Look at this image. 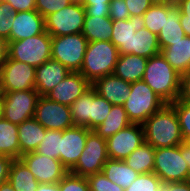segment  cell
I'll list each match as a JSON object with an SVG mask.
<instances>
[{"instance_id": "6da1fadb", "label": "cell", "mask_w": 190, "mask_h": 191, "mask_svg": "<svg viewBox=\"0 0 190 191\" xmlns=\"http://www.w3.org/2000/svg\"><path fill=\"white\" fill-rule=\"evenodd\" d=\"M145 142L155 149L175 147L184 141L175 109L166 104L143 124Z\"/></svg>"}, {"instance_id": "7a4b0ae2", "label": "cell", "mask_w": 190, "mask_h": 191, "mask_svg": "<svg viewBox=\"0 0 190 191\" xmlns=\"http://www.w3.org/2000/svg\"><path fill=\"white\" fill-rule=\"evenodd\" d=\"M180 76L160 53L148 58L142 80L166 104H170L178 99Z\"/></svg>"}, {"instance_id": "3957f363", "label": "cell", "mask_w": 190, "mask_h": 191, "mask_svg": "<svg viewBox=\"0 0 190 191\" xmlns=\"http://www.w3.org/2000/svg\"><path fill=\"white\" fill-rule=\"evenodd\" d=\"M119 55L110 41L88 42L80 73L92 84L98 78L113 74Z\"/></svg>"}, {"instance_id": "277c9868", "label": "cell", "mask_w": 190, "mask_h": 191, "mask_svg": "<svg viewBox=\"0 0 190 191\" xmlns=\"http://www.w3.org/2000/svg\"><path fill=\"white\" fill-rule=\"evenodd\" d=\"M166 103L143 81L131 83L130 96L123 104L131 123L143 124Z\"/></svg>"}, {"instance_id": "5b68a950", "label": "cell", "mask_w": 190, "mask_h": 191, "mask_svg": "<svg viewBox=\"0 0 190 191\" xmlns=\"http://www.w3.org/2000/svg\"><path fill=\"white\" fill-rule=\"evenodd\" d=\"M52 37L44 33L8 43L7 56L10 59L29 64L35 68L51 59Z\"/></svg>"}, {"instance_id": "8992f818", "label": "cell", "mask_w": 190, "mask_h": 191, "mask_svg": "<svg viewBox=\"0 0 190 191\" xmlns=\"http://www.w3.org/2000/svg\"><path fill=\"white\" fill-rule=\"evenodd\" d=\"M88 40L82 33L54 36L51 59L59 61L70 72H80Z\"/></svg>"}, {"instance_id": "52a82bcc", "label": "cell", "mask_w": 190, "mask_h": 191, "mask_svg": "<svg viewBox=\"0 0 190 191\" xmlns=\"http://www.w3.org/2000/svg\"><path fill=\"white\" fill-rule=\"evenodd\" d=\"M181 155V145L155 149L153 172L162 182L188 181L190 169Z\"/></svg>"}, {"instance_id": "ba28073f", "label": "cell", "mask_w": 190, "mask_h": 191, "mask_svg": "<svg viewBox=\"0 0 190 191\" xmlns=\"http://www.w3.org/2000/svg\"><path fill=\"white\" fill-rule=\"evenodd\" d=\"M109 159L106 139L99 136L94 130L88 133L85 148L76 165L69 171L75 175L88 177L103 170Z\"/></svg>"}, {"instance_id": "9c48e42d", "label": "cell", "mask_w": 190, "mask_h": 191, "mask_svg": "<svg viewBox=\"0 0 190 191\" xmlns=\"http://www.w3.org/2000/svg\"><path fill=\"white\" fill-rule=\"evenodd\" d=\"M3 96L2 117L13 124L20 125L34 117L40 97L36 90L1 92Z\"/></svg>"}, {"instance_id": "30bf717a", "label": "cell", "mask_w": 190, "mask_h": 191, "mask_svg": "<svg viewBox=\"0 0 190 191\" xmlns=\"http://www.w3.org/2000/svg\"><path fill=\"white\" fill-rule=\"evenodd\" d=\"M36 68L8 56L0 70V92L35 90Z\"/></svg>"}, {"instance_id": "8fae6325", "label": "cell", "mask_w": 190, "mask_h": 191, "mask_svg": "<svg viewBox=\"0 0 190 191\" xmlns=\"http://www.w3.org/2000/svg\"><path fill=\"white\" fill-rule=\"evenodd\" d=\"M85 17V8L71 3L45 18V30L51 37L81 33Z\"/></svg>"}, {"instance_id": "7c38bea8", "label": "cell", "mask_w": 190, "mask_h": 191, "mask_svg": "<svg viewBox=\"0 0 190 191\" xmlns=\"http://www.w3.org/2000/svg\"><path fill=\"white\" fill-rule=\"evenodd\" d=\"M144 142L143 125L131 123L106 139L109 159L124 160Z\"/></svg>"}, {"instance_id": "4fadbf2b", "label": "cell", "mask_w": 190, "mask_h": 191, "mask_svg": "<svg viewBox=\"0 0 190 191\" xmlns=\"http://www.w3.org/2000/svg\"><path fill=\"white\" fill-rule=\"evenodd\" d=\"M34 118L50 130H65L74 126L70 106L40 96L34 112Z\"/></svg>"}, {"instance_id": "5bb4252c", "label": "cell", "mask_w": 190, "mask_h": 191, "mask_svg": "<svg viewBox=\"0 0 190 191\" xmlns=\"http://www.w3.org/2000/svg\"><path fill=\"white\" fill-rule=\"evenodd\" d=\"M39 183H58L69 171L60 160L41 155L35 151L19 158Z\"/></svg>"}, {"instance_id": "9a60e30c", "label": "cell", "mask_w": 190, "mask_h": 191, "mask_svg": "<svg viewBox=\"0 0 190 191\" xmlns=\"http://www.w3.org/2000/svg\"><path fill=\"white\" fill-rule=\"evenodd\" d=\"M90 88L91 83L80 72H70L45 96L51 101L70 106Z\"/></svg>"}, {"instance_id": "2e32d148", "label": "cell", "mask_w": 190, "mask_h": 191, "mask_svg": "<svg viewBox=\"0 0 190 191\" xmlns=\"http://www.w3.org/2000/svg\"><path fill=\"white\" fill-rule=\"evenodd\" d=\"M89 130L86 127L73 126L62 131L61 163L70 171L77 163L85 148Z\"/></svg>"}, {"instance_id": "e0dca14e", "label": "cell", "mask_w": 190, "mask_h": 191, "mask_svg": "<svg viewBox=\"0 0 190 191\" xmlns=\"http://www.w3.org/2000/svg\"><path fill=\"white\" fill-rule=\"evenodd\" d=\"M91 87L112 105H123L130 96L131 83L111 74L96 79Z\"/></svg>"}, {"instance_id": "ac0fdd59", "label": "cell", "mask_w": 190, "mask_h": 191, "mask_svg": "<svg viewBox=\"0 0 190 191\" xmlns=\"http://www.w3.org/2000/svg\"><path fill=\"white\" fill-rule=\"evenodd\" d=\"M45 31V18L36 10L16 12L10 42L30 38Z\"/></svg>"}, {"instance_id": "d6986e66", "label": "cell", "mask_w": 190, "mask_h": 191, "mask_svg": "<svg viewBox=\"0 0 190 191\" xmlns=\"http://www.w3.org/2000/svg\"><path fill=\"white\" fill-rule=\"evenodd\" d=\"M69 73L70 71L59 61L49 59L36 68L35 90L40 96H45Z\"/></svg>"}, {"instance_id": "ffe728a7", "label": "cell", "mask_w": 190, "mask_h": 191, "mask_svg": "<svg viewBox=\"0 0 190 191\" xmlns=\"http://www.w3.org/2000/svg\"><path fill=\"white\" fill-rule=\"evenodd\" d=\"M142 28H145L143 16H132L127 20H113L110 42L117 47L120 55L130 54V40Z\"/></svg>"}, {"instance_id": "44dd1931", "label": "cell", "mask_w": 190, "mask_h": 191, "mask_svg": "<svg viewBox=\"0 0 190 191\" xmlns=\"http://www.w3.org/2000/svg\"><path fill=\"white\" fill-rule=\"evenodd\" d=\"M148 58L134 54L119 55L113 74L133 83L143 79Z\"/></svg>"}, {"instance_id": "7402d4cb", "label": "cell", "mask_w": 190, "mask_h": 191, "mask_svg": "<svg viewBox=\"0 0 190 191\" xmlns=\"http://www.w3.org/2000/svg\"><path fill=\"white\" fill-rule=\"evenodd\" d=\"M160 53L179 75L190 70V36L163 48Z\"/></svg>"}, {"instance_id": "603a6c76", "label": "cell", "mask_w": 190, "mask_h": 191, "mask_svg": "<svg viewBox=\"0 0 190 191\" xmlns=\"http://www.w3.org/2000/svg\"><path fill=\"white\" fill-rule=\"evenodd\" d=\"M46 129L33 117L18 125V140L21 154L37 149L45 136Z\"/></svg>"}, {"instance_id": "cb8c5ba5", "label": "cell", "mask_w": 190, "mask_h": 191, "mask_svg": "<svg viewBox=\"0 0 190 191\" xmlns=\"http://www.w3.org/2000/svg\"><path fill=\"white\" fill-rule=\"evenodd\" d=\"M113 32V20L108 17L86 15L82 34L88 40L92 41H110Z\"/></svg>"}, {"instance_id": "d4e9b609", "label": "cell", "mask_w": 190, "mask_h": 191, "mask_svg": "<svg viewBox=\"0 0 190 191\" xmlns=\"http://www.w3.org/2000/svg\"><path fill=\"white\" fill-rule=\"evenodd\" d=\"M180 10L174 5L165 18V24L158 34V42L161 50L167 46H172L174 42L182 40L186 34L180 24Z\"/></svg>"}, {"instance_id": "484cf974", "label": "cell", "mask_w": 190, "mask_h": 191, "mask_svg": "<svg viewBox=\"0 0 190 191\" xmlns=\"http://www.w3.org/2000/svg\"><path fill=\"white\" fill-rule=\"evenodd\" d=\"M160 51L158 35L146 28L137 31L130 40V54L150 58Z\"/></svg>"}, {"instance_id": "4316f807", "label": "cell", "mask_w": 190, "mask_h": 191, "mask_svg": "<svg viewBox=\"0 0 190 191\" xmlns=\"http://www.w3.org/2000/svg\"><path fill=\"white\" fill-rule=\"evenodd\" d=\"M102 172L105 176L122 187L128 188L140 173L130 168L124 160L108 159L103 166Z\"/></svg>"}, {"instance_id": "83f0119b", "label": "cell", "mask_w": 190, "mask_h": 191, "mask_svg": "<svg viewBox=\"0 0 190 191\" xmlns=\"http://www.w3.org/2000/svg\"><path fill=\"white\" fill-rule=\"evenodd\" d=\"M0 155L13 159L21 157L18 140V125L11 123L4 117L0 118Z\"/></svg>"}, {"instance_id": "f1b7e54d", "label": "cell", "mask_w": 190, "mask_h": 191, "mask_svg": "<svg viewBox=\"0 0 190 191\" xmlns=\"http://www.w3.org/2000/svg\"><path fill=\"white\" fill-rule=\"evenodd\" d=\"M8 181L16 191H36L40 184L20 159L12 162Z\"/></svg>"}, {"instance_id": "f546056e", "label": "cell", "mask_w": 190, "mask_h": 191, "mask_svg": "<svg viewBox=\"0 0 190 191\" xmlns=\"http://www.w3.org/2000/svg\"><path fill=\"white\" fill-rule=\"evenodd\" d=\"M131 124L123 105H112L106 119L94 129L104 139H107Z\"/></svg>"}, {"instance_id": "4dcf8cb0", "label": "cell", "mask_w": 190, "mask_h": 191, "mask_svg": "<svg viewBox=\"0 0 190 191\" xmlns=\"http://www.w3.org/2000/svg\"><path fill=\"white\" fill-rule=\"evenodd\" d=\"M155 148L144 142L135 149L124 161L140 174L152 173L154 169Z\"/></svg>"}, {"instance_id": "1f68e13d", "label": "cell", "mask_w": 190, "mask_h": 191, "mask_svg": "<svg viewBox=\"0 0 190 191\" xmlns=\"http://www.w3.org/2000/svg\"><path fill=\"white\" fill-rule=\"evenodd\" d=\"M74 126L91 130V88L70 105Z\"/></svg>"}, {"instance_id": "d6a6232c", "label": "cell", "mask_w": 190, "mask_h": 191, "mask_svg": "<svg viewBox=\"0 0 190 191\" xmlns=\"http://www.w3.org/2000/svg\"><path fill=\"white\" fill-rule=\"evenodd\" d=\"M174 5L175 2L152 5L143 14L145 28L158 35L165 24V18L168 16V11Z\"/></svg>"}, {"instance_id": "836d02e7", "label": "cell", "mask_w": 190, "mask_h": 191, "mask_svg": "<svg viewBox=\"0 0 190 191\" xmlns=\"http://www.w3.org/2000/svg\"><path fill=\"white\" fill-rule=\"evenodd\" d=\"M61 138L62 130L46 129L45 136L35 152L61 161Z\"/></svg>"}, {"instance_id": "e575fe53", "label": "cell", "mask_w": 190, "mask_h": 191, "mask_svg": "<svg viewBox=\"0 0 190 191\" xmlns=\"http://www.w3.org/2000/svg\"><path fill=\"white\" fill-rule=\"evenodd\" d=\"M112 104L98 95L91 87V130L98 127L107 117Z\"/></svg>"}, {"instance_id": "d590c367", "label": "cell", "mask_w": 190, "mask_h": 191, "mask_svg": "<svg viewBox=\"0 0 190 191\" xmlns=\"http://www.w3.org/2000/svg\"><path fill=\"white\" fill-rule=\"evenodd\" d=\"M179 119L181 134L184 141H190V102L180 101L170 103Z\"/></svg>"}, {"instance_id": "8d00e7d4", "label": "cell", "mask_w": 190, "mask_h": 191, "mask_svg": "<svg viewBox=\"0 0 190 191\" xmlns=\"http://www.w3.org/2000/svg\"><path fill=\"white\" fill-rule=\"evenodd\" d=\"M161 182V179L154 172L139 174L124 191H158Z\"/></svg>"}, {"instance_id": "74e56055", "label": "cell", "mask_w": 190, "mask_h": 191, "mask_svg": "<svg viewBox=\"0 0 190 191\" xmlns=\"http://www.w3.org/2000/svg\"><path fill=\"white\" fill-rule=\"evenodd\" d=\"M16 11L9 3L0 1V37L10 42V32L15 20Z\"/></svg>"}, {"instance_id": "f35d334b", "label": "cell", "mask_w": 190, "mask_h": 191, "mask_svg": "<svg viewBox=\"0 0 190 191\" xmlns=\"http://www.w3.org/2000/svg\"><path fill=\"white\" fill-rule=\"evenodd\" d=\"M59 189L60 191H90L87 178L71 172L59 181Z\"/></svg>"}, {"instance_id": "ab89813d", "label": "cell", "mask_w": 190, "mask_h": 191, "mask_svg": "<svg viewBox=\"0 0 190 191\" xmlns=\"http://www.w3.org/2000/svg\"><path fill=\"white\" fill-rule=\"evenodd\" d=\"M90 191H124L122 187L110 181L103 172L87 177Z\"/></svg>"}, {"instance_id": "60d3db41", "label": "cell", "mask_w": 190, "mask_h": 191, "mask_svg": "<svg viewBox=\"0 0 190 191\" xmlns=\"http://www.w3.org/2000/svg\"><path fill=\"white\" fill-rule=\"evenodd\" d=\"M112 0H83L86 15L108 17Z\"/></svg>"}, {"instance_id": "b9f144b4", "label": "cell", "mask_w": 190, "mask_h": 191, "mask_svg": "<svg viewBox=\"0 0 190 191\" xmlns=\"http://www.w3.org/2000/svg\"><path fill=\"white\" fill-rule=\"evenodd\" d=\"M69 0H36V11L46 18L70 5Z\"/></svg>"}, {"instance_id": "7bdbcfd3", "label": "cell", "mask_w": 190, "mask_h": 191, "mask_svg": "<svg viewBox=\"0 0 190 191\" xmlns=\"http://www.w3.org/2000/svg\"><path fill=\"white\" fill-rule=\"evenodd\" d=\"M109 17L112 20H127L130 18L125 0H112L110 2Z\"/></svg>"}, {"instance_id": "ee69618b", "label": "cell", "mask_w": 190, "mask_h": 191, "mask_svg": "<svg viewBox=\"0 0 190 191\" xmlns=\"http://www.w3.org/2000/svg\"><path fill=\"white\" fill-rule=\"evenodd\" d=\"M129 15L143 16V14L152 6L150 0H125Z\"/></svg>"}, {"instance_id": "f6af8a7d", "label": "cell", "mask_w": 190, "mask_h": 191, "mask_svg": "<svg viewBox=\"0 0 190 191\" xmlns=\"http://www.w3.org/2000/svg\"><path fill=\"white\" fill-rule=\"evenodd\" d=\"M178 99L190 102V70L180 76V91Z\"/></svg>"}, {"instance_id": "bcb514c9", "label": "cell", "mask_w": 190, "mask_h": 191, "mask_svg": "<svg viewBox=\"0 0 190 191\" xmlns=\"http://www.w3.org/2000/svg\"><path fill=\"white\" fill-rule=\"evenodd\" d=\"M9 3L16 12L36 10V0H1Z\"/></svg>"}, {"instance_id": "7dc6e473", "label": "cell", "mask_w": 190, "mask_h": 191, "mask_svg": "<svg viewBox=\"0 0 190 191\" xmlns=\"http://www.w3.org/2000/svg\"><path fill=\"white\" fill-rule=\"evenodd\" d=\"M13 161L14 159L9 156L0 155V185L8 181L10 167Z\"/></svg>"}, {"instance_id": "c3c4849f", "label": "cell", "mask_w": 190, "mask_h": 191, "mask_svg": "<svg viewBox=\"0 0 190 191\" xmlns=\"http://www.w3.org/2000/svg\"><path fill=\"white\" fill-rule=\"evenodd\" d=\"M158 191H190V184L188 181L161 182Z\"/></svg>"}, {"instance_id": "681fc988", "label": "cell", "mask_w": 190, "mask_h": 191, "mask_svg": "<svg viewBox=\"0 0 190 191\" xmlns=\"http://www.w3.org/2000/svg\"><path fill=\"white\" fill-rule=\"evenodd\" d=\"M175 5L179 8L183 15L190 18V0H177Z\"/></svg>"}, {"instance_id": "f907efd6", "label": "cell", "mask_w": 190, "mask_h": 191, "mask_svg": "<svg viewBox=\"0 0 190 191\" xmlns=\"http://www.w3.org/2000/svg\"><path fill=\"white\" fill-rule=\"evenodd\" d=\"M7 53H8V43L4 38L0 37V70L1 66L3 65V63L7 58Z\"/></svg>"}, {"instance_id": "816d5d0a", "label": "cell", "mask_w": 190, "mask_h": 191, "mask_svg": "<svg viewBox=\"0 0 190 191\" xmlns=\"http://www.w3.org/2000/svg\"><path fill=\"white\" fill-rule=\"evenodd\" d=\"M181 155L187 161L190 169V141H183L181 143Z\"/></svg>"}, {"instance_id": "f5cc1de1", "label": "cell", "mask_w": 190, "mask_h": 191, "mask_svg": "<svg viewBox=\"0 0 190 191\" xmlns=\"http://www.w3.org/2000/svg\"><path fill=\"white\" fill-rule=\"evenodd\" d=\"M36 191H60L58 183H40Z\"/></svg>"}, {"instance_id": "db71d44e", "label": "cell", "mask_w": 190, "mask_h": 191, "mask_svg": "<svg viewBox=\"0 0 190 191\" xmlns=\"http://www.w3.org/2000/svg\"><path fill=\"white\" fill-rule=\"evenodd\" d=\"M180 15V24L186 34V36H190V18H187L185 15H183L181 12Z\"/></svg>"}, {"instance_id": "11a10c76", "label": "cell", "mask_w": 190, "mask_h": 191, "mask_svg": "<svg viewBox=\"0 0 190 191\" xmlns=\"http://www.w3.org/2000/svg\"><path fill=\"white\" fill-rule=\"evenodd\" d=\"M0 191H16V190L12 187L9 181H7L0 185Z\"/></svg>"}, {"instance_id": "9f6ffc18", "label": "cell", "mask_w": 190, "mask_h": 191, "mask_svg": "<svg viewBox=\"0 0 190 191\" xmlns=\"http://www.w3.org/2000/svg\"><path fill=\"white\" fill-rule=\"evenodd\" d=\"M152 5L164 4V3H172L171 0H150Z\"/></svg>"}, {"instance_id": "6f0895ef", "label": "cell", "mask_w": 190, "mask_h": 191, "mask_svg": "<svg viewBox=\"0 0 190 191\" xmlns=\"http://www.w3.org/2000/svg\"><path fill=\"white\" fill-rule=\"evenodd\" d=\"M2 110H3V96L0 92V118L2 117Z\"/></svg>"}, {"instance_id": "680465c9", "label": "cell", "mask_w": 190, "mask_h": 191, "mask_svg": "<svg viewBox=\"0 0 190 191\" xmlns=\"http://www.w3.org/2000/svg\"><path fill=\"white\" fill-rule=\"evenodd\" d=\"M71 3H74V4H83V0H69Z\"/></svg>"}]
</instances>
